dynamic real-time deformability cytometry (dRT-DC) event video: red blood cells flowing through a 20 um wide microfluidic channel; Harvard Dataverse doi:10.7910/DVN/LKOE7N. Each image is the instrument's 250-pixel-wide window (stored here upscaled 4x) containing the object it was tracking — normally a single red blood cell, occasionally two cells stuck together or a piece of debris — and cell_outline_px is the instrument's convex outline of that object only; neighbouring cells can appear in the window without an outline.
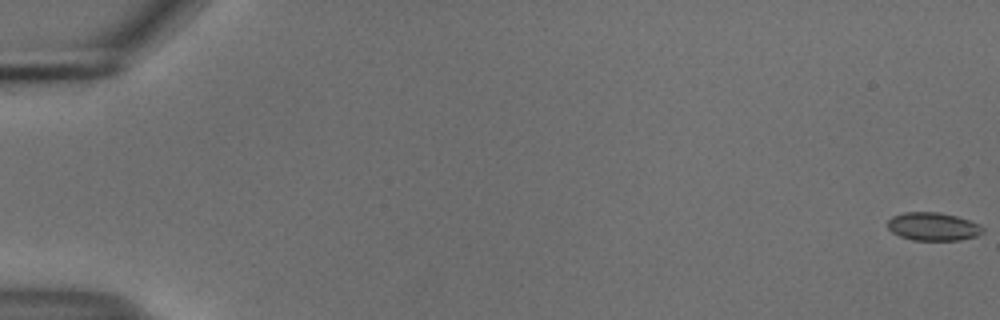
{"species": "common noctule bat (a hibernating species)", "species_latin": "Nyctalus noctula", "temperature_condition": "cold", "stored_images_in_passage": 52, "camera_frame_rate_fps": 3000, "um_per_image_px": 0.085, "animal": {"sex": "male", "body_mass_g": 18.8}, "frame": {"image": 1, "passage_image": 1, "time_ms": 0.0, "image_size_px": [1000, 320], "cell_outline_px": [[984, 232], [976, 236], [960, 240], [912, 240], [900, 236], [892, 232], [888, 228], [888, 220], [892, 216], [904, 212], [940, 212], [956, 216], [980, 224], [984, 228]], "centroid_in_image_um": [79.32, 19.25], "position_along_channel_um": 5.7, "area_um2": 15.66}}
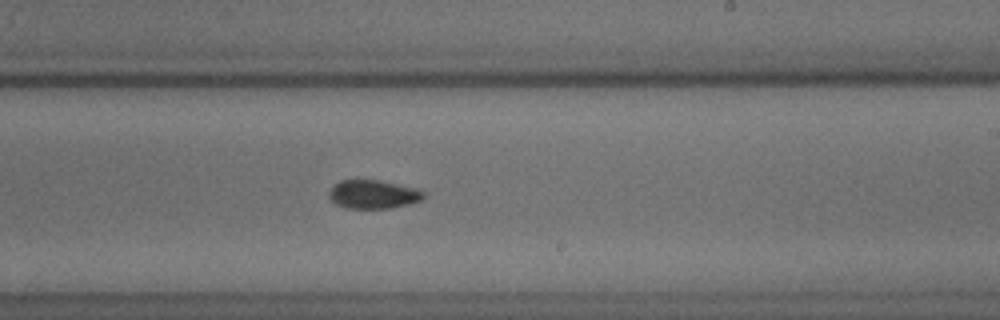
{"frame": {"image": 2, "passage_image": 35, "time_ms": 11.333, "image_size_px": [1000, 320], "cell_outline_px": [[424, 200], [392, 208], [348, 208], [336, 204], [328, 196], [328, 192], [340, 180], [380, 180], [416, 188], [424, 192]], "centroid_in_image_um": [31.75, 16.52], "position_along_channel_um": 257.3, "area_um2": 15.72}}
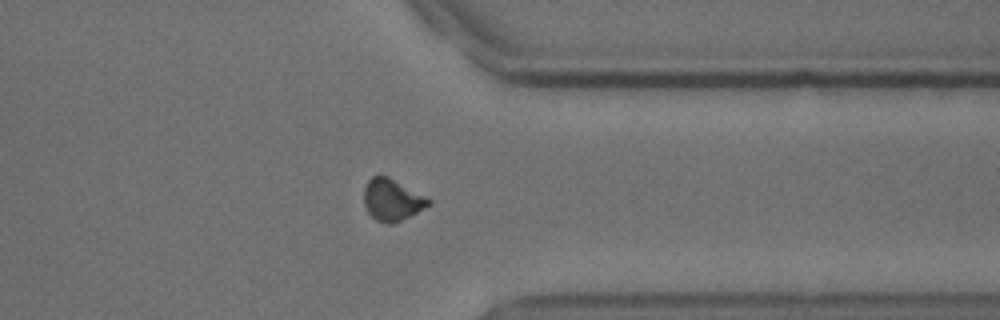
{"frame": {"image": 3, "passage_image": 45, "time_ms": 14.667, "image_size_px": [1000, 320], "cell_outline_px": [[432, 204], [392, 224], [384, 224], [376, 220], [368, 212], [364, 204], [364, 188], [368, 180], [372, 176], [388, 176], [428, 196], [432, 200]], "centroid_in_image_um": [33.35, 16.97], "position_along_channel_um": 378.1, "area_um2": 15.84}}